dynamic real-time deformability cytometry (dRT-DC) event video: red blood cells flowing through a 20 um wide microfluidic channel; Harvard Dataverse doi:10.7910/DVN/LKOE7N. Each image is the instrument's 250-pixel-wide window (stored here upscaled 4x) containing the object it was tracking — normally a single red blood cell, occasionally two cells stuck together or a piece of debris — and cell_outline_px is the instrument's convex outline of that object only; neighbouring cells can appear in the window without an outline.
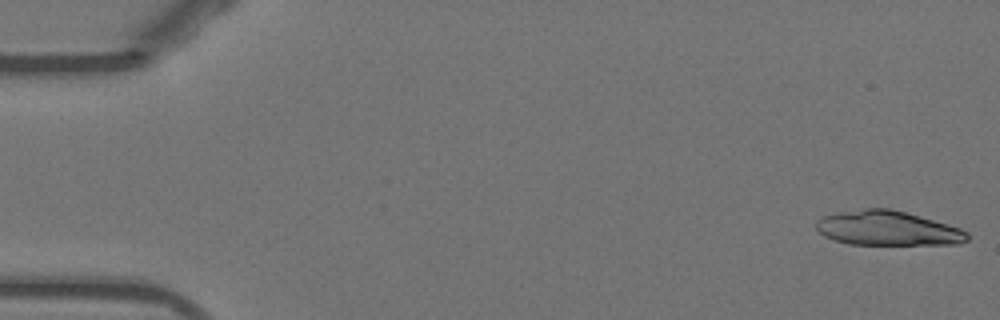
{"species": "Egyptian fruit bat (a non-hibernating species)", "species_latin": "Rousettus aegyptiacus", "temperature_condition": "warm", "stored_images_in_passage": 51, "segment_of_instrument_passage": [1, 2], "camera_frame_rate_fps": 3000, "um_per_image_px": 0.085, "animal": {"sex": "female"}, "frame": {"image": 1, "passage_image": 1, "time_ms": 0.0, "image_size_px": [1000, 320], "cell_outline_px": [[968, 240], [960, 244], [848, 244], [824, 236], [816, 228], [816, 220], [820, 216], [840, 212], [864, 208], [888, 208], [904, 212], [948, 224], [960, 228], [968, 232]], "centroid_in_image_um": [75.43, 19.4], "position_along_channel_um": 9.6, "area_um2": 30.29}}
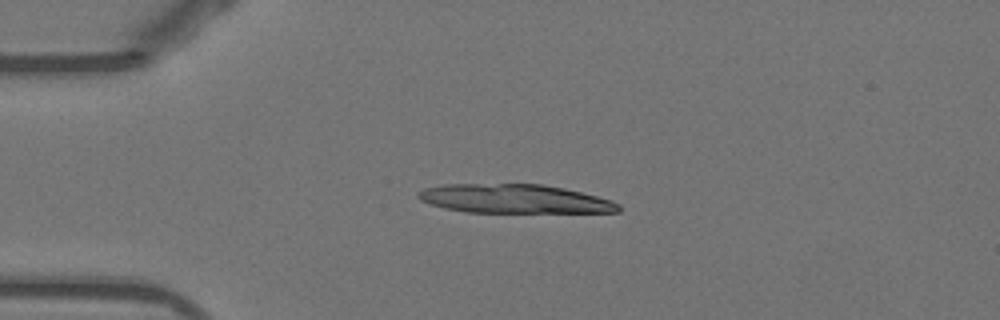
{"frame": {"image": 2, "passage_image": 12, "time_ms": 3.667, "image_size_px": [1000, 320], "cell_outline_px": [[620, 212], [468, 212], [444, 208], [420, 200], [416, 196], [416, 192], [424, 188], [444, 184], [544, 184], [564, 188], [612, 200], [620, 204]], "centroid_in_image_um": [43.71, 16.89], "position_along_channel_um": 41.3, "area_um2": 33.7}}